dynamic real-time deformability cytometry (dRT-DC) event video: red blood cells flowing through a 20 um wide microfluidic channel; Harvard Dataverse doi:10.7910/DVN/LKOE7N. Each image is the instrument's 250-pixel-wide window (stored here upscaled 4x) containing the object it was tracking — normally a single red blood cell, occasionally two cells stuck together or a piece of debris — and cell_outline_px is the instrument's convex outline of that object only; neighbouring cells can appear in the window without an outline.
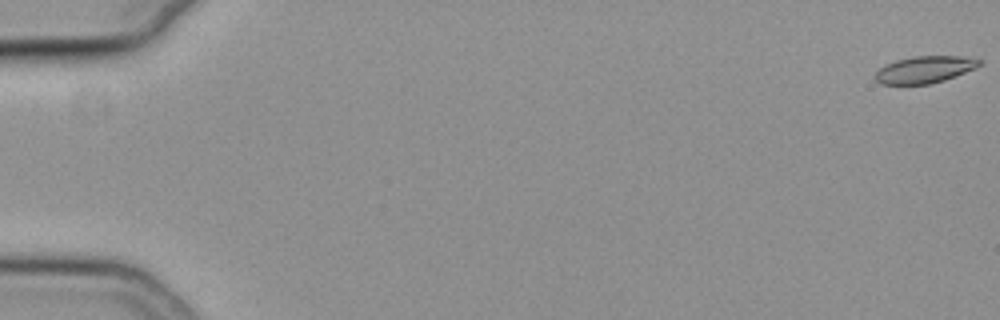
{"species": "common noctule bat (a hibernating species)", "species_latin": "Nyctalus noctula", "temperature_condition": "cold", "stored_images_in_passage": 56, "camera_frame_rate_fps": 3000, "um_per_image_px": 0.085, "animal": {"sex": "female", "body_mass_g": 19.3, "forearm_length_mm": 54.1}, "frame": {"image": 1, "passage_image": 1, "time_ms": 0.0, "image_size_px": [1000, 320], "cell_outline_px": [[984, 60], [980, 64], [964, 72], [944, 80], [928, 84], [880, 84], [876, 80], [876, 72], [880, 68], [896, 60], [916, 56], [956, 56]], "centroid_in_image_um": [78.57, 5.91], "position_along_channel_um": 6.4, "area_um2": 15.9}}
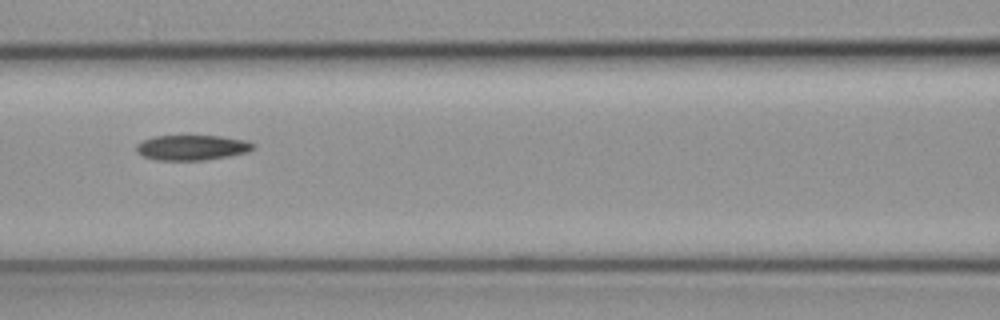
{"frame": {"image": 2, "passage_image": 26, "time_ms": 8.333, "image_size_px": [1000, 320], "cell_outline_px": [[256, 144], [248, 152], [228, 156], [204, 160], [156, 160], [144, 156], [136, 152], [136, 144], [152, 136], [220, 136], [244, 140]], "centroid_in_image_um": [16.29, 12.54], "position_along_channel_um": 150.3, "area_um2": 17.05}}
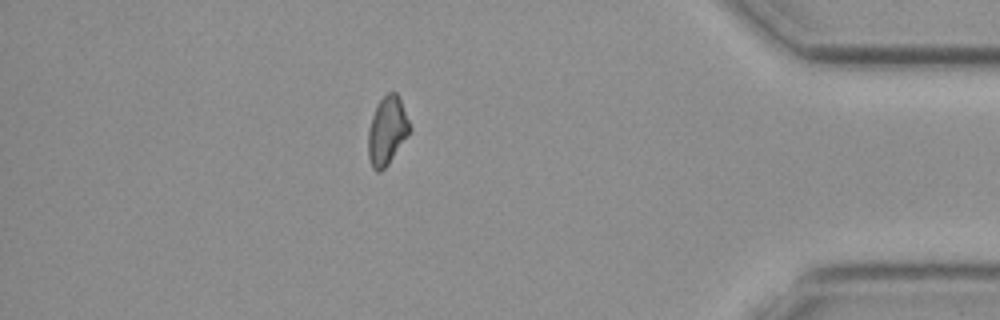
{"frame": {"image": 3, "passage_image": 49, "time_ms": 16.0, "image_size_px": [1000, 320], "cell_outline_px": [[412, 128], [408, 136], [388, 164], [380, 172], [376, 172], [372, 168], [368, 156], [368, 132], [372, 116], [376, 104], [388, 92], [396, 92], [400, 96]], "centroid_in_image_um": [32.92, 11.1], "position_along_channel_um": 402.3, "area_um2": 16.76}}